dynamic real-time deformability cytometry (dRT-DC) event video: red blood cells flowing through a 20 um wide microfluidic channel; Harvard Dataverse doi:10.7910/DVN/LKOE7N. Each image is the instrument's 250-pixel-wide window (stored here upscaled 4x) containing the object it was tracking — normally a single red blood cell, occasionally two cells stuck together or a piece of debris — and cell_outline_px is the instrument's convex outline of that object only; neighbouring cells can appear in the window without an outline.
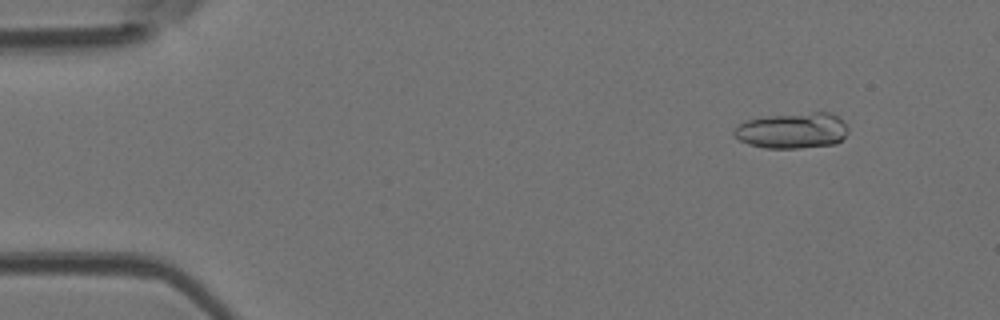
{"species": "Egyptian fruit bat (a non-hibernating species)", "species_latin": "Rousettus aegyptiacus", "temperature_condition": "room temperature", "stored_images_in_passage": 49, "camera_frame_rate_fps": 3000, "um_per_image_px": 0.085, "animal": {"sex": "female"}, "frame": {"image": 1, "passage_image": 5, "time_ms": 1.333, "image_size_px": [1000, 320], "cell_outline_px": [[848, 132], [836, 144], [800, 148], [764, 148], [748, 144], [740, 140], [732, 132], [744, 120], [768, 116], [812, 112], [828, 112], [836, 116], [848, 128]], "centroid_in_image_um": [67.34, 11.1], "position_along_channel_um": 17.7, "area_um2": 23.64}}
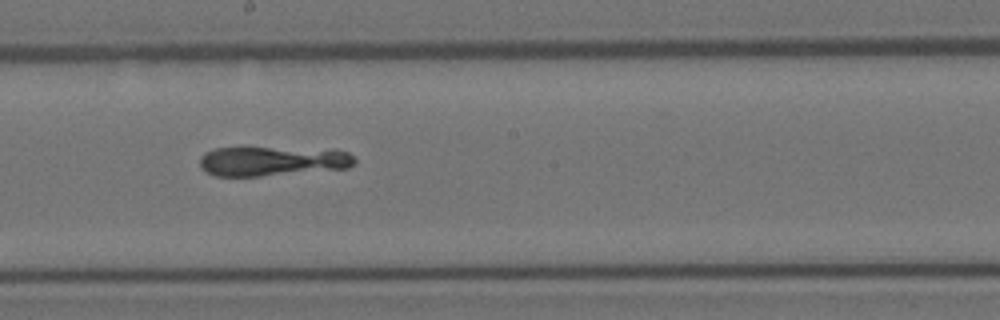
{"frame": {"image": 2, "passage_image": 27, "time_ms": 8.667, "image_size_px": [1000, 320], "cell_outline_px": [[356, 164], [348, 168], [260, 176], [216, 176], [200, 168], [200, 156], [204, 152], [216, 148], [244, 144], [348, 152], [356, 160]], "centroid_in_image_um": [23.04, 13.65], "position_along_channel_um": 225.2, "area_um2": 27.57}}
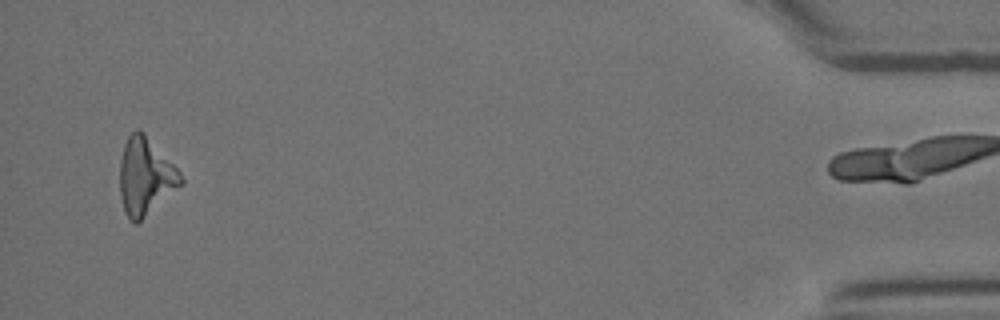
{"frame": {"image": 3, "passage_image": 47, "time_ms": 15.333, "image_size_px": [1000, 320], "cell_outline_px": [[184, 184], [136, 224], [132, 224], [128, 220], [124, 212], [120, 196], [120, 160], [124, 144], [128, 136], [136, 128], [140, 128], [144, 132], [180, 172], [184, 180]], "centroid_in_image_um": [12.35, 15.02], "position_along_channel_um": 422.9, "area_um2": 27.63}}